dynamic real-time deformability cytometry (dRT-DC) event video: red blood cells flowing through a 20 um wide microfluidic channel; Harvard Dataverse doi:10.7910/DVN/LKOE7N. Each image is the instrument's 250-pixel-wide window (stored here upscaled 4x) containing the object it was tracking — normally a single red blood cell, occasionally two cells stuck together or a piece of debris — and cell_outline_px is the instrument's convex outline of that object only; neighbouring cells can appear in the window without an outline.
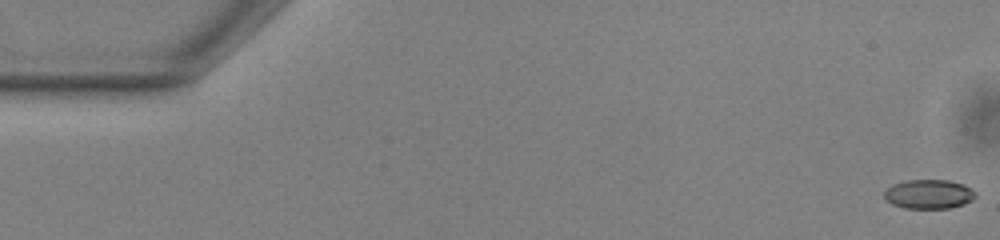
{"species": "common noctule bat (a hibernating species)", "species_latin": "Nyctalus noctula", "temperature_condition": "warm", "stored_images_in_passage": 54, "camera_frame_rate_fps": 3000, "um_per_image_px": 0.085, "animal": {"sex": "male", "body_mass_g": 13.0, "forearm_length_mm": 53.1}, "frame": {"image": 1, "passage_image": 1, "time_ms": 0.0, "image_size_px": [1000, 240], "cell_outline_px": [[976, 196], [972, 200], [964, 204], [948, 208], [904, 208], [892, 204], [884, 200], [884, 192], [892, 184], [908, 180], [948, 180], [964, 184], [972, 188], [976, 192]], "centroid_in_image_um": [78.95, 16.5], "position_along_channel_um": 6.0, "area_um2": 15.66}}
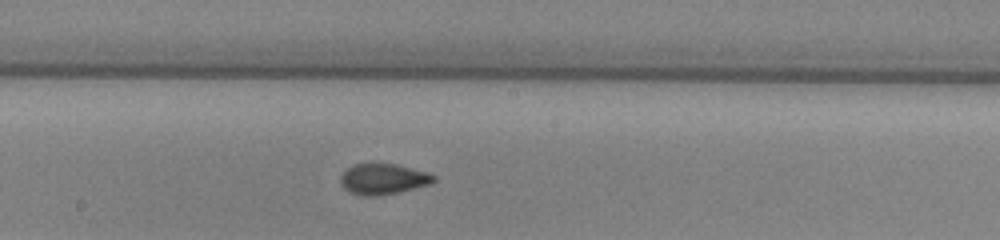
{"frame": {"image": 2, "passage_image": 29, "time_ms": 9.333, "image_size_px": [1000, 240], "cell_outline_px": [[436, 180], [428, 184], [400, 192], [376, 196], [364, 196], [348, 192], [340, 184], [340, 176], [352, 164], [396, 164], [428, 172], [436, 176]], "centroid_in_image_um": [32.55, 15.22], "position_along_channel_um": 215.6, "area_um2": 16.7}}
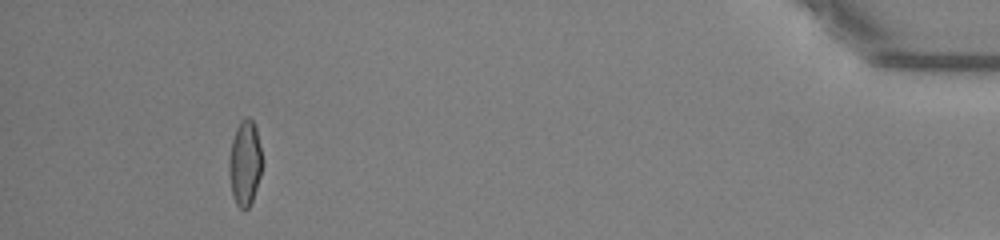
{"frame": {"image": 3, "passage_image": 50, "time_ms": 16.333, "image_size_px": [1000, 240], "cell_outline_px": [[264, 164], [252, 200], [248, 208], [244, 212], [236, 204], [232, 196], [228, 172], [228, 160], [232, 140], [236, 128], [240, 120], [244, 116], [248, 116], [252, 120], [256, 128], [264, 160]], "centroid_in_image_um": [20.82, 13.85], "position_along_channel_um": 414.4, "area_um2": 16.99}, "authors_computed_cell_mechanics": {"area_um2": 16.3574, "velocity_mm_per_s": 3.8526, "shape_relaxation_time_tau1_ms": 5.7692, "shape_relaxation_time_tau2_ms": 1.225, "deformation_change_tau1": 0.182, "deformation_change_tau2": 0.0761}}